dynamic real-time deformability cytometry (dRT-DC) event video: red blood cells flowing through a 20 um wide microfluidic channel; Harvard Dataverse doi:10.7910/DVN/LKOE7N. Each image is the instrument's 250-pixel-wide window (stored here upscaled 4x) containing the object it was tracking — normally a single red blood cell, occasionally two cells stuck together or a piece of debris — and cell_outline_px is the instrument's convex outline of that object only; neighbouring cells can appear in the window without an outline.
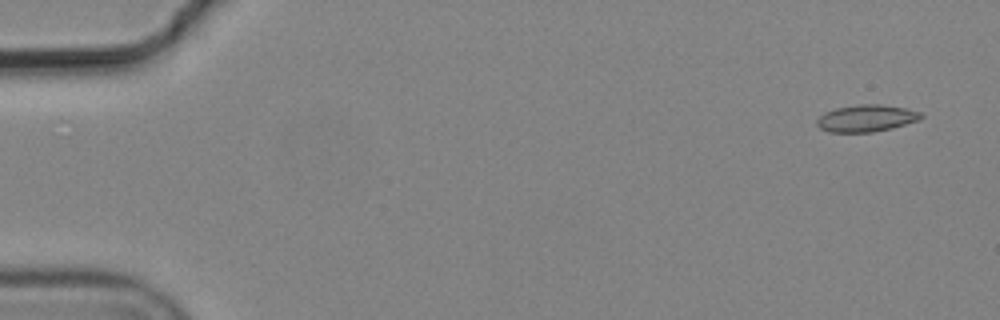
{"species": "common noctule bat (a hibernating species)", "species_latin": "Nyctalus noctula", "temperature_condition": "cold", "stored_images_in_passage": 6, "camera_frame_rate_fps": 3000, "um_per_image_px": 0.085, "animal": {"sex": "male", "body_mass_g": 19.2, "forearm_length_mm": 51.8}, "frame": {"image": 1, "passage_image": 1, "time_ms": 0.0, "image_size_px": [1000, 320], "cell_outline_px": [[924, 116], [920, 120], [892, 128], [872, 132], [828, 132], [820, 128], [816, 124], [816, 120], [824, 112], [836, 108], [860, 104], [880, 104], [904, 108], [920, 112]], "centroid_in_image_um": [73.63, 10.05], "position_along_channel_um": 11.4, "area_um2": 16.36}}